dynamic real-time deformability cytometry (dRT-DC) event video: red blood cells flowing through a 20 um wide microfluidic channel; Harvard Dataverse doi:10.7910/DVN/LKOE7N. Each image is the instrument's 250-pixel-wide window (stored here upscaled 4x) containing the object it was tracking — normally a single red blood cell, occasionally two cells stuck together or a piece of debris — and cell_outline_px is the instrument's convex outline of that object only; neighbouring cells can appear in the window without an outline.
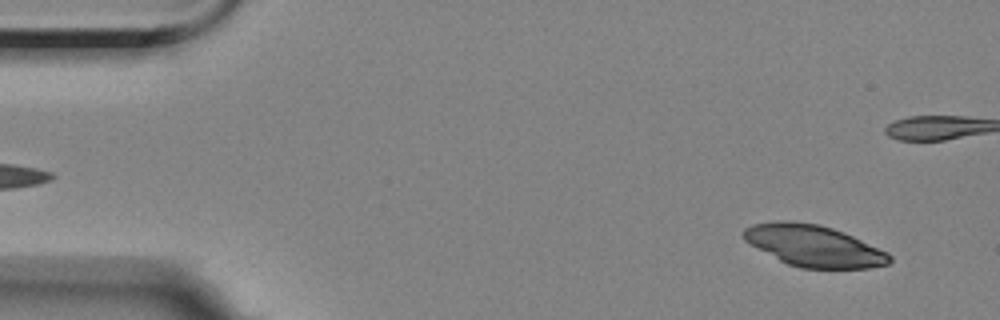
{"species": "Egyptian fruit bat (a non-hibernating species)", "species_latin": "Rousettus aegyptiacus", "temperature_condition": "room temperature", "stored_images_in_passage": 56, "camera_frame_rate_fps": 3000, "um_per_image_px": 0.085, "animal": {"sex": "female"}, "frame": {"image": 1, "passage_image": 3, "time_ms": 0.667, "image_size_px": [1000, 320], "cell_outline_px": [[892, 260], [888, 264], [868, 268], [800, 268], [788, 264], [780, 260], [744, 240], [744, 228], [752, 224], [776, 220], [784, 220], [820, 224], [844, 232], [888, 252], [892, 256]], "centroid_in_image_um": [69.19, 20.88], "position_along_channel_um": 15.8, "area_um2": 35.08}}